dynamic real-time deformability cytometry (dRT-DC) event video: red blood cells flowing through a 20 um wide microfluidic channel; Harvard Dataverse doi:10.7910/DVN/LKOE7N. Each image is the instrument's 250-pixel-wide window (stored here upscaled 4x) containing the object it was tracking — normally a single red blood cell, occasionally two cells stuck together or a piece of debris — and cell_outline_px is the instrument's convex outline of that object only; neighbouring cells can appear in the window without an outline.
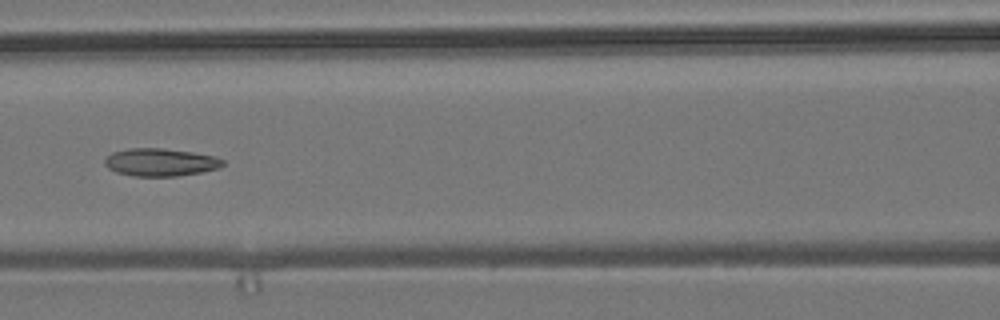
{"species": "common noctule bat (a hibernating species)", "species_latin": "Nyctalus noctula", "temperature_condition": "room temperature", "stored_images_in_passage": 4, "camera_frame_rate_fps": 3000, "um_per_image_px": 0.085, "animal": {"sex": "male", "body_mass_g": 19.2, "forearm_length_mm": 51.8}, "frame": {"image": 1, "passage_image": 4, "time_ms": 1.0, "image_size_px": [1000, 320], "cell_outline_px": [[224, 164], [216, 168], [200, 172], [176, 176], [132, 176], [116, 172], [108, 168], [104, 164], [104, 160], [112, 152], [128, 148], [164, 148], [192, 152], [212, 156], [224, 160]], "centroid_in_image_um": [13.58, 13.78], "position_along_channel_um": 153.0, "area_um2": 18.96}}